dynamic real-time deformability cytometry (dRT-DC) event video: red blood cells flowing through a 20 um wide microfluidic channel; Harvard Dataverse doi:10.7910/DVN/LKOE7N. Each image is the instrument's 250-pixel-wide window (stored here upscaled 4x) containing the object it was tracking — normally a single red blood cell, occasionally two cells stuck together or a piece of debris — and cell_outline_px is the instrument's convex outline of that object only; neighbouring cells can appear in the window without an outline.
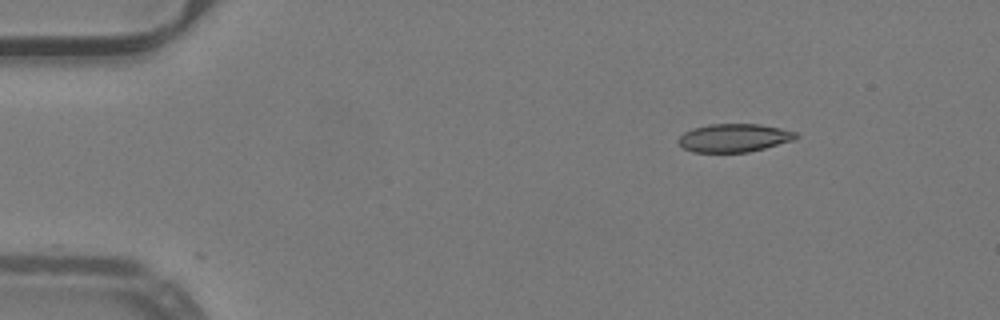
{"species": "common noctule bat (a hibernating species)", "species_latin": "Nyctalus noctula", "temperature_condition": "warm", "stored_images_in_passage": 45, "camera_frame_rate_fps": 3000, "um_per_image_px": 0.085, "animal": {"sex": "male", "body_mass_g": 19.2, "forearm_length_mm": 51.8}, "frame": {"image": 1, "passage_image": 1, "time_ms": 0.0, "image_size_px": [1000, 320], "cell_outline_px": [[800, 136], [796, 140], [748, 152], [692, 152], [684, 148], [676, 140], [684, 132], [692, 128], [708, 124], [760, 124], [780, 128], [796, 132]], "centroid_in_image_um": [62.41, 11.71], "position_along_channel_um": 22.6, "area_um2": 19.48}}
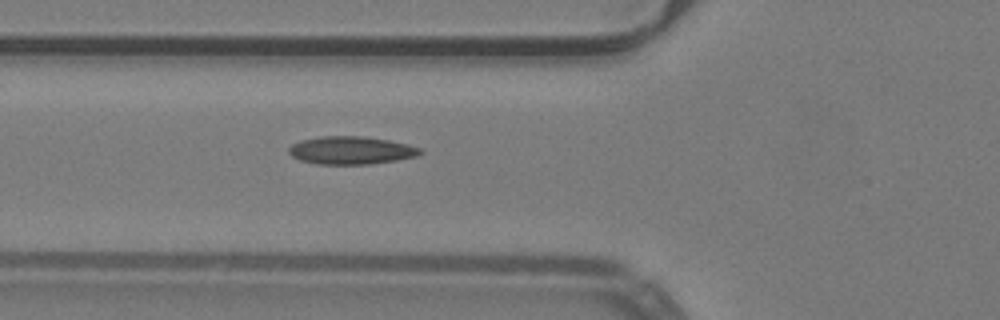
{"frame": {"image": 2, "passage_image": 13, "time_ms": 4.0, "image_size_px": [1000, 320], "cell_outline_px": [[424, 152], [416, 156], [396, 160], [368, 164], [316, 164], [300, 160], [292, 156], [288, 152], [288, 148], [292, 144], [300, 140], [320, 136], [364, 136], [388, 140], [408, 144], [420, 148]], "centroid_in_image_um": [29.82, 12.77], "position_along_channel_um": 96.0, "area_um2": 21.39}}
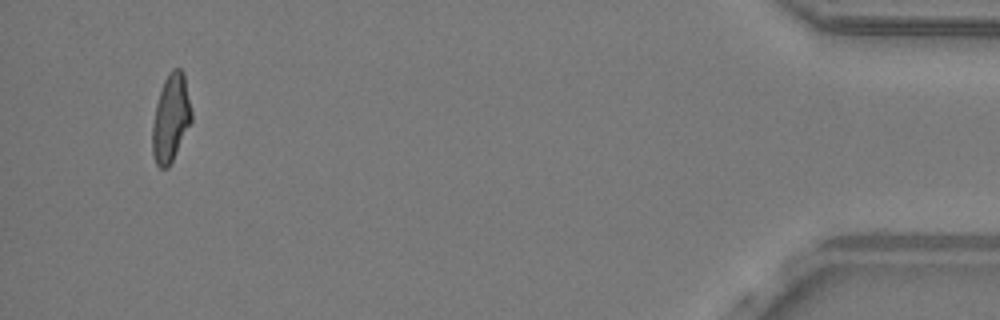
{"frame": {"image": 3, "passage_image": 43, "time_ms": 14.0, "image_size_px": [1000, 320], "cell_outline_px": [[192, 120], [168, 168], [160, 168], [156, 164], [152, 152], [152, 124], [156, 104], [164, 80], [168, 72], [172, 68], [180, 68], [184, 72], [192, 112]], "centroid_in_image_um": [14.51, 10.01], "position_along_channel_um": 420.7, "area_um2": 19.94}, "authors_computed_cell_mechanics": {"area_um2": 20.23, "velocity_mm_per_s": 4.0229, "shape_relaxation_time_tau1_ms": null, "shape_relaxation_time_tau2_ms": 2.1748, "deformation_change_tau1": null, "deformation_change_tau2": 0.0992}}